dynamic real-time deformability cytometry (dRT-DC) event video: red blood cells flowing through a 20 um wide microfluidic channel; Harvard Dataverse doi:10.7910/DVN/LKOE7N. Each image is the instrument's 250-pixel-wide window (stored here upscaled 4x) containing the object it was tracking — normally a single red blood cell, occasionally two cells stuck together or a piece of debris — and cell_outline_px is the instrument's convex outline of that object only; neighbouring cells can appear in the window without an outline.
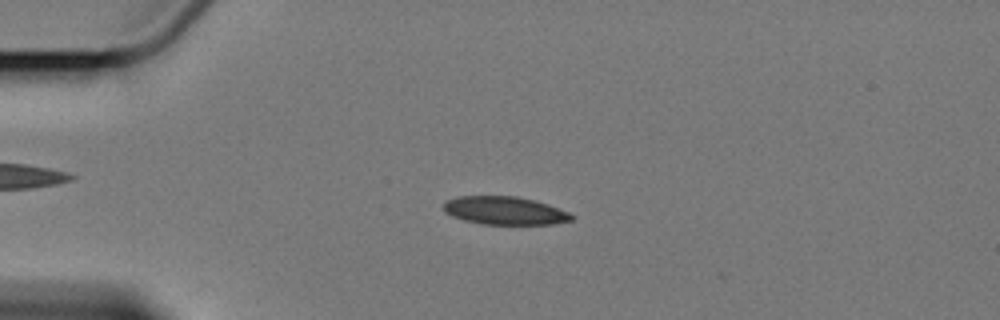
{"species": "Egyptian fruit bat (a non-hibernating species)", "species_latin": "Rousettus aegyptiacus", "temperature_condition": "cold", "stored_images_in_passage": 5, "camera_frame_rate_fps": 3000, "um_per_image_px": 0.085, "animal": {"sex": "female"}, "frame": {"image": 1, "passage_image": 3, "time_ms": 3.333, "image_size_px": [1000, 320], "cell_outline_px": [[576, 216], [572, 220], [552, 224], [480, 224], [464, 220], [452, 216], [444, 212], [444, 204], [448, 200], [460, 196], [516, 196], [536, 200], [548, 204], [568, 212]], "centroid_in_image_um": [42.92, 17.9], "position_along_channel_um": 42.1, "area_um2": 20.98}}
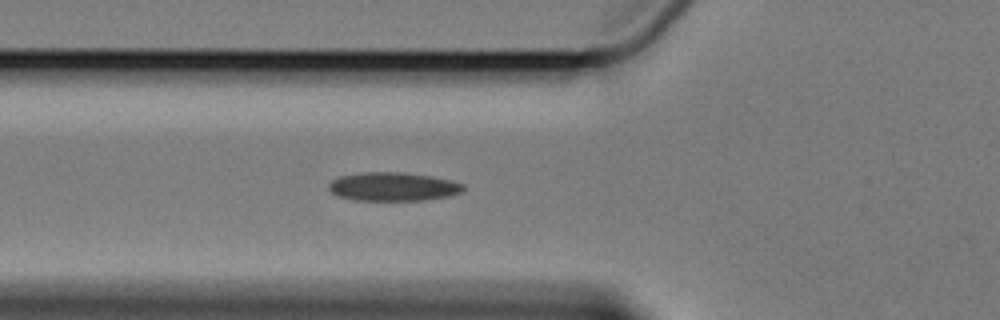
{"frame": {"image": 2, "passage_image": 5, "time_ms": 5.667, "image_size_px": [1000, 320], "cell_outline_px": [[464, 192], [448, 196], [424, 200], [352, 200], [336, 196], [328, 188], [328, 184], [332, 180], [340, 176], [368, 172], [400, 172], [432, 176], [464, 184]], "centroid_in_image_um": [33.4, 15.87], "position_along_channel_um": 92.4, "area_um2": 22.43}}